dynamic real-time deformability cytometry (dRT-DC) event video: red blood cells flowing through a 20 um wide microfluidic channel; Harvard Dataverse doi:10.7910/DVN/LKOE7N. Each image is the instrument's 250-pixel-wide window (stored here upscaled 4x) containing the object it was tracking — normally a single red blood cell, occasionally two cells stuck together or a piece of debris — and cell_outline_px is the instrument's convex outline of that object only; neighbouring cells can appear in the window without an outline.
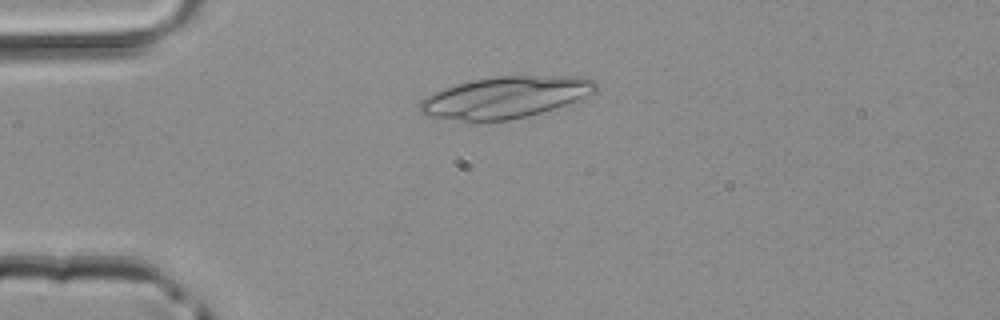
{"species": "common noctule bat (a hibernating species)", "species_latin": "Nyctalus noctula", "temperature_condition": "room temperature", "stored_images_in_passage": 47, "camera_frame_rate_fps": 3000, "um_per_image_px": 0.085, "animal": {"sex": "male", "body_mass_g": 20.4}, "frame": {"image": 1, "passage_image": 11, "time_ms": 3.333, "image_size_px": [1000, 320], "cell_outline_px": [[600, 84], [596, 92], [576, 100], [540, 112], [508, 120], [472, 124], [468, 124], [424, 116], [420, 112], [420, 104], [428, 96], [444, 88], [456, 84], [472, 80], [496, 76], [580, 76], [592, 80]], "centroid_in_image_um": [42.89, 8.3], "position_along_channel_um": 42.1, "area_um2": 43.06}}
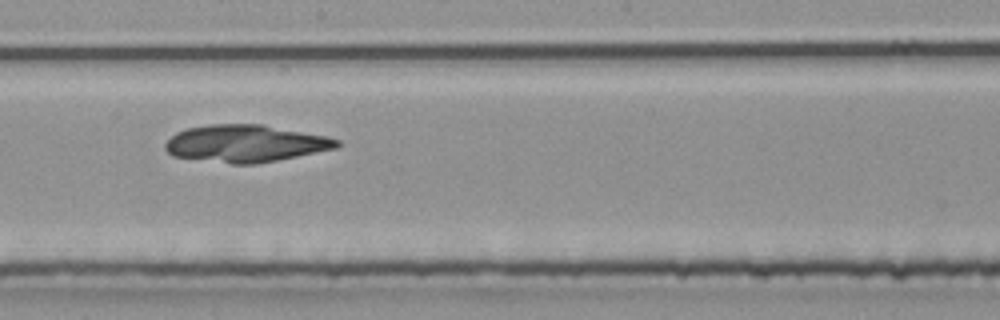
{"frame": {"image": 2, "passage_image": 26, "time_ms": 8.333, "image_size_px": [1000, 320], "cell_outline_px": [[340, 144], [336, 148], [256, 164], [232, 164], [172, 156], [164, 148], [164, 144], [176, 132], [188, 128], [208, 124], [260, 124], [328, 136], [340, 140]], "centroid_in_image_um": [20.85, 12.19], "position_along_channel_um": 227.4, "area_um2": 37.11}}
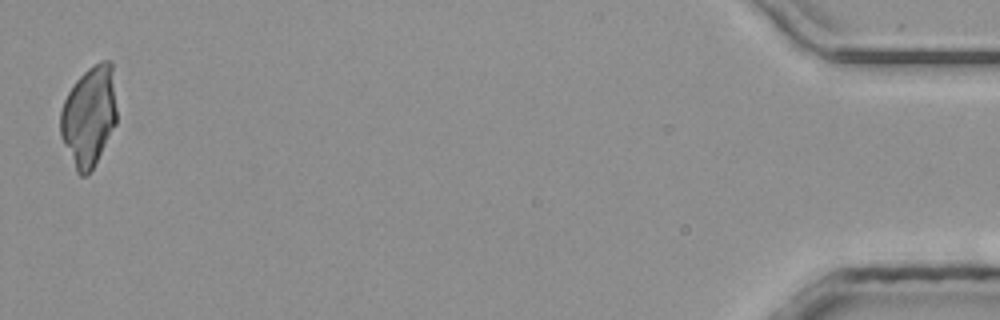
{"frame": {"image": 3, "passage_image": 47, "time_ms": 15.333, "image_size_px": [1000, 320], "cell_outline_px": [[116, 124], [92, 168], [84, 176], [80, 176], [76, 172], [60, 136], [60, 112], [64, 100], [72, 84], [88, 68], [100, 60], [112, 60], [116, 108]], "centroid_in_image_um": [7.55, 9.83], "position_along_channel_um": 427.6, "area_um2": 32.83}}